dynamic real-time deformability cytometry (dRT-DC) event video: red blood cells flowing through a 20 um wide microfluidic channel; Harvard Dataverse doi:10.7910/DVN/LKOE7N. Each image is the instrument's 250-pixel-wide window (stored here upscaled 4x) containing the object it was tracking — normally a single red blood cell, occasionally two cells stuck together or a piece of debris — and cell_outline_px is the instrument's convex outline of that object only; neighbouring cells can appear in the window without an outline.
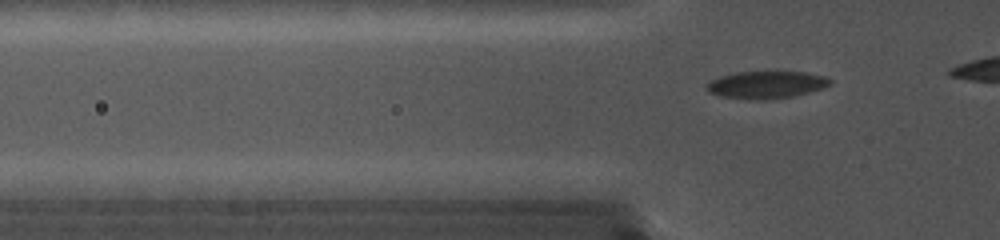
{"species": "common noctule bat (a hibernating species)", "species_latin": "Nyctalus noctula", "temperature_condition": "cold", "stored_images_in_passage": 21, "camera_frame_rate_fps": 5000, "um_per_image_px": 0.085, "animal": {"sex": "female", "body_mass_g": 19.0, "forearm_length_mm": 56.7}, "frame": {"image": 1, "passage_image": 10, "time_ms": 1.8, "image_size_px": [1000, 240], "cell_outline_px": [[832, 80], [824, 88], [792, 96], [764, 100], [724, 96], [708, 92], [708, 84], [712, 80], [720, 76], [736, 72], [804, 72], [824, 76]], "centroid_in_image_um": [65.16, 7.19], "position_along_channel_um": 60.6, "area_um2": 19.13}}